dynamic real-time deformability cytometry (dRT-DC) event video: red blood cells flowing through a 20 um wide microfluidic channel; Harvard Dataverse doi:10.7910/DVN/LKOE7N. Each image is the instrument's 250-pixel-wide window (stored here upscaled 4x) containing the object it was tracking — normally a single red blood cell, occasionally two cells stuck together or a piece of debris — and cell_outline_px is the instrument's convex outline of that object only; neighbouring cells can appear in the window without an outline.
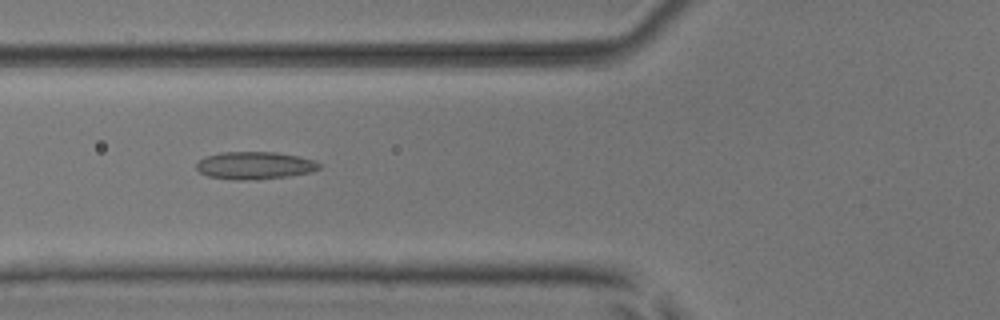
{"species": "common noctule bat (a hibernating species)", "species_latin": "Nyctalus noctula", "temperature_condition": "room temperature", "stored_images_in_passage": 50, "camera_frame_rate_fps": 3000, "um_per_image_px": 0.085, "animal": {"sex": "male", "body_mass_g": 17.9, "forearm_length_mm": 54.2}, "frame": {"image": 1, "passage_image": 18, "time_ms": 5.667, "image_size_px": [1000, 320], "cell_outline_px": [[320, 168], [312, 172], [288, 176], [260, 180], [236, 180], [208, 176], [200, 172], [196, 168], [196, 164], [204, 156], [224, 152], [276, 152], [296, 156], [312, 160], [320, 164]], "centroid_in_image_um": [21.63, 14.07], "position_along_channel_um": 104.2, "area_um2": 19.71}}
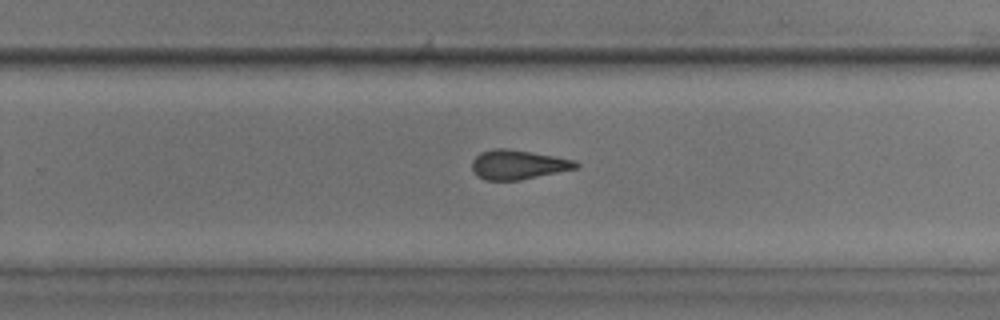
{"frame": {"image": 2, "passage_image": 32, "time_ms": 10.333, "image_size_px": [1000, 320], "cell_outline_px": [[580, 164], [576, 168], [520, 180], [484, 180], [476, 176], [472, 168], [472, 160], [480, 152], [496, 148], [504, 148], [532, 152], [556, 156], [576, 160]], "centroid_in_image_um": [44.02, 13.99], "position_along_channel_um": 285.8, "area_um2": 17.8}}
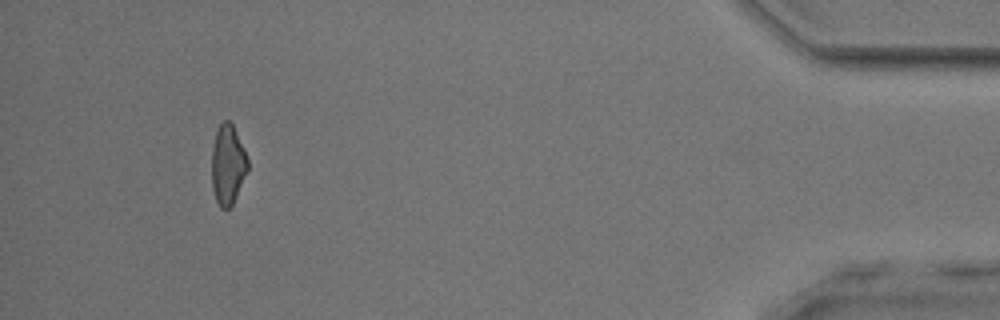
{"frame": {"image": 3, "passage_image": 47, "time_ms": 15.333, "image_size_px": [1000, 320], "cell_outline_px": [[248, 172], [232, 204], [228, 208], [220, 208], [216, 200], [212, 188], [212, 148], [216, 132], [220, 124], [224, 120], [228, 120], [232, 124], [244, 148], [248, 160]], "centroid_in_image_um": [19.37, 14.0], "position_along_channel_um": 415.8, "area_um2": 16.7}, "authors_computed_cell_mechanics": {"area_um2": 18.3804, "velocity_mm_per_s": 3.9031, "shape_relaxation_time_tau1_ms": null, "shape_relaxation_time_tau2_ms": 1.9695, "deformation_change_tau1": null, "deformation_change_tau2": 0.1045}}